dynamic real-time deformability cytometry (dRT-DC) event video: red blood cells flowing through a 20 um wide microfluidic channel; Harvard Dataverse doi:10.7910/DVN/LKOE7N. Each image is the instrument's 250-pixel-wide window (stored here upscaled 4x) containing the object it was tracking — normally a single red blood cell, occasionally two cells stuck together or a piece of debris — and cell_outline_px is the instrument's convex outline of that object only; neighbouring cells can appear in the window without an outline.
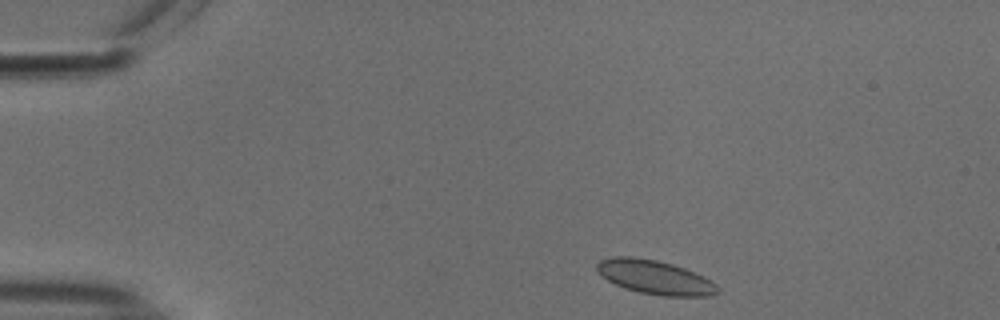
{"species": "common noctule bat (a hibernating species)", "species_latin": "Nyctalus noctula", "temperature_condition": "cold", "stored_images_in_passage": 47, "camera_frame_rate_fps": 3000, "um_per_image_px": 0.085, "animal": {"sex": "male", "body_mass_g": 18.8}, "frame": {"image": 1, "passage_image": 2, "time_ms": 0.333, "image_size_px": [1000, 320], "cell_outline_px": [[720, 292], [712, 296], [660, 296], [640, 292], [624, 288], [600, 276], [596, 268], [596, 264], [600, 260], [612, 256], [632, 256], [656, 260], [672, 264], [684, 268], [704, 276], [716, 284], [720, 288]], "centroid_in_image_um": [55.67, 23.57], "position_along_channel_um": 29.3, "area_um2": 24.1}}
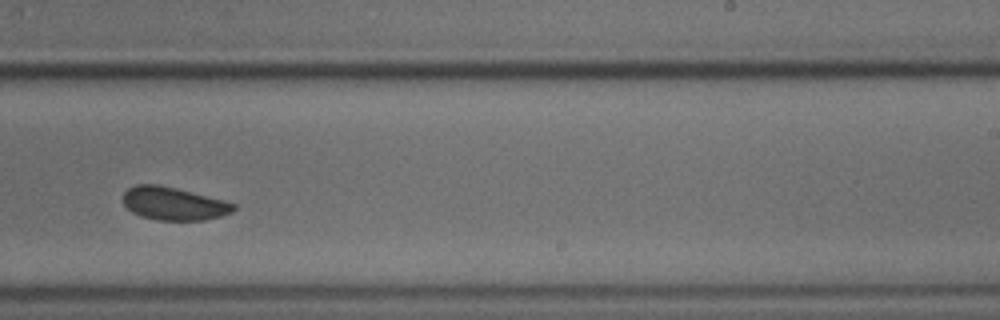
{"frame": {"image": 2, "passage_image": 27, "time_ms": 8.667, "image_size_px": [1000, 320], "cell_outline_px": [[236, 208], [232, 212], [220, 216], [204, 220], [156, 220], [140, 216], [132, 212], [124, 204], [124, 192], [128, 188], [136, 184], [160, 184], [224, 200], [236, 204]], "centroid_in_image_um": [14.76, 17.3], "position_along_channel_um": 274.2, "area_um2": 21.27}}
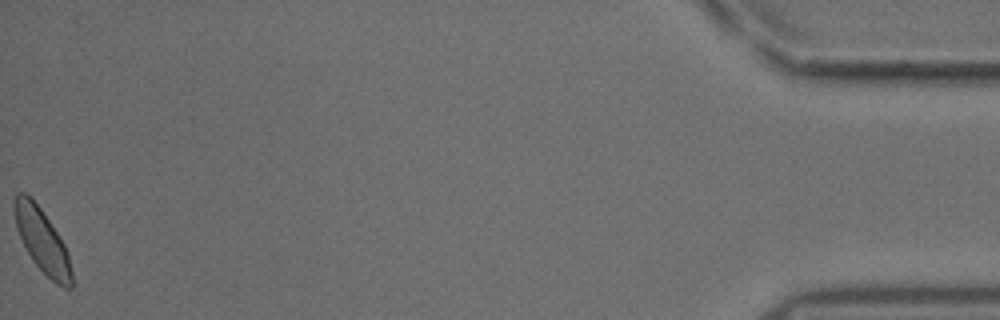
{"frame": {"image": 3, "passage_image": 47, "time_ms": 15.333, "image_size_px": [1000, 320], "cell_outline_px": [[72, 288], [64, 288], [56, 284], [32, 260], [20, 236], [16, 224], [12, 204], [16, 192], [24, 192], [40, 208], [64, 244], [68, 252], [72, 272]], "centroid_in_image_um": [3.58, 20.47], "position_along_channel_um": 431.6, "area_um2": 20.81}, "authors_computed_cell_mechanics": {"area_um2": 21.9062, "velocity_mm_per_s": 3.725, "shape_relaxation_time_tau1_ms": 9.2746, "shape_relaxation_time_tau2_ms": null, "deformation_change_tau1": 0.1184, "deformation_change_tau2": null}}